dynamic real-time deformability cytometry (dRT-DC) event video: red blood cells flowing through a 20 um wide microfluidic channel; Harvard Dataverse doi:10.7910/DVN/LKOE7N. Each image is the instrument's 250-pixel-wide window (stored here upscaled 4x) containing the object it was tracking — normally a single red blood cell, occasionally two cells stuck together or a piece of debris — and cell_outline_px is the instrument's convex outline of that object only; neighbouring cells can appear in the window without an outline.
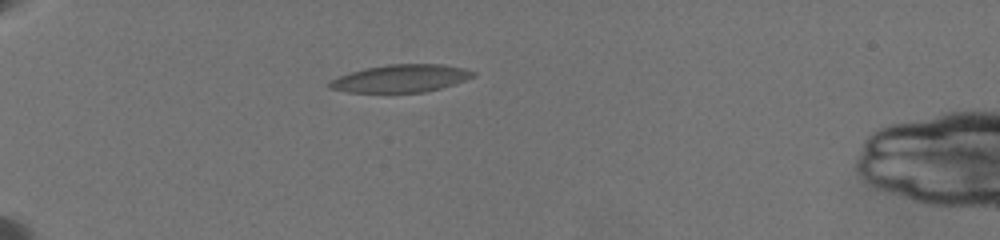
{"species": "common noctule bat (a hibernating species)", "species_latin": "Nyctalus noctula", "temperature_condition": "warm", "stored_images_in_passage": 32, "camera_frame_rate_fps": 3000, "um_per_image_px": 0.085, "animal": {"sex": "female", "body_mass_g": 19.5, "forearm_length_mm": 54.1}, "frame": {"image": 1, "passage_image": 1, "time_ms": 0.0, "image_size_px": [1000, 240], "cell_outline_px": [[476, 76], [440, 88], [424, 92], [348, 92], [328, 88], [328, 84], [332, 80], [340, 76], [352, 72], [368, 68], [388, 64], [440, 64], [464, 68], [476, 72]], "centroid_in_image_um": [34.1, 6.66], "position_along_channel_um": 50.9, "area_um2": 22.77}}
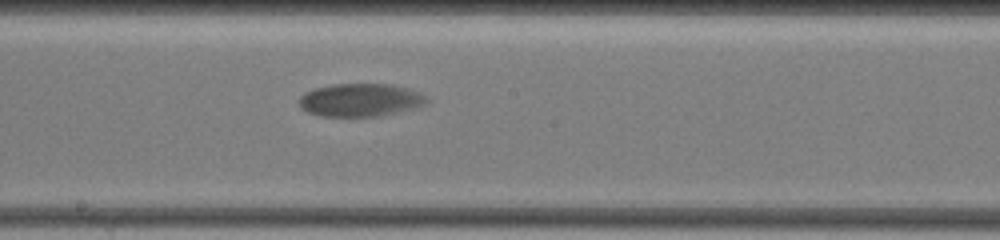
{"frame": {"image": 2, "passage_image": 14, "time_ms": 6.333, "image_size_px": [1000, 240], "cell_outline_px": [[428, 100], [424, 104], [416, 108], [376, 116], [320, 116], [308, 112], [300, 108], [300, 96], [304, 92], [316, 88], [332, 84], [392, 84], [408, 88], [420, 92]], "centroid_in_image_um": [30.62, 8.49], "position_along_channel_um": 217.6, "area_um2": 24.45}}
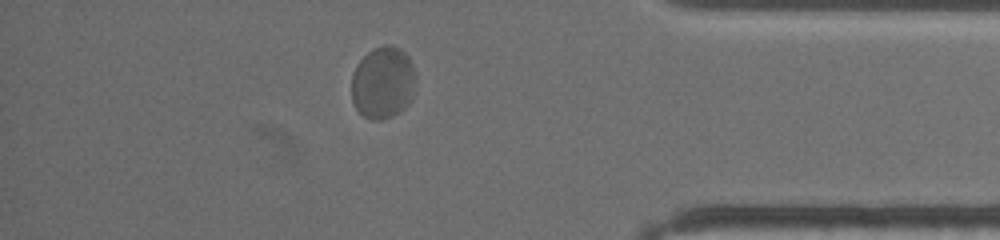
{"frame": {"image": 3, "passage_image": 27, "time_ms": 12.667, "image_size_px": [1000, 240], "cell_outline_px": [[412, 96], [404, 108], [400, 112], [392, 116], [380, 120], [372, 120], [364, 116], [356, 108], [352, 100], [352, 76], [356, 64], [368, 52], [384, 44], [392, 44], [400, 48], [408, 56], [412, 64]], "centroid_in_image_um": [32.51, 7.02], "position_along_channel_um": 402.7, "area_um2": 26.59}, "authors_computed_cell_mechanics": {"area_um2": 24.9118, "velocity_mm_per_s": 3.2465, "shape_relaxation_time_tau1_ms": 4.2866, "shape_relaxation_time_tau2_ms": null, "deformation_change_tau1": 0.1301, "deformation_change_tau2": null}}